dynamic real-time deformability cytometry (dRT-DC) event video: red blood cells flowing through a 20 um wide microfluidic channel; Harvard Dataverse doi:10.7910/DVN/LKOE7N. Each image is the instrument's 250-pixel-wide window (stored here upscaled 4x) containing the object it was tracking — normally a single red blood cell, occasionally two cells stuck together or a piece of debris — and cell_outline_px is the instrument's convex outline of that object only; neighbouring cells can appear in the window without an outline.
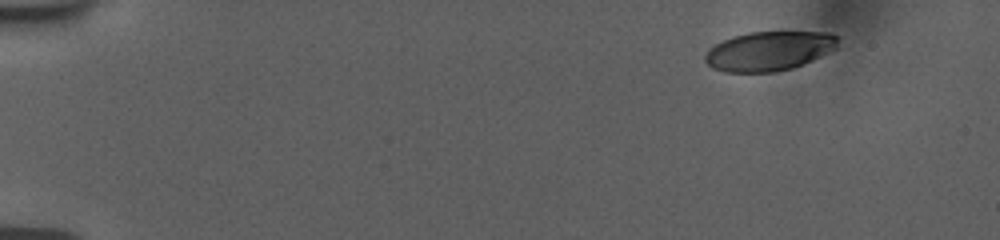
{"species": "human", "species_latin": "Homo sapiens", "temperature_condition": "room temperature", "stored_images_in_passage": 51, "camera_frame_rate_fps": 3000, "um_per_image_px": 0.085, "donor": {"sex": "female"}, "frame": {"image": 1, "passage_image": 1, "time_ms": 0.0, "image_size_px": [1000, 240], "cell_outline_px": [[840, 36], [836, 48], [804, 64], [792, 68], [772, 72], [724, 72], [712, 68], [704, 60], [704, 56], [708, 48], [732, 36], [748, 32], [832, 32]], "centroid_in_image_um": [65.37, 4.33], "position_along_channel_um": 19.6, "area_um2": 30.63}}
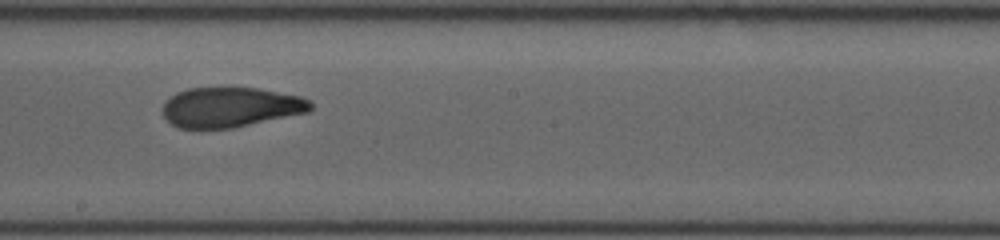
{"frame": {"image": 2, "passage_image": 28, "time_ms": 9.0, "image_size_px": [1000, 240], "cell_outline_px": [[312, 108], [308, 112], [232, 128], [180, 128], [172, 124], [164, 116], [164, 104], [176, 92], [188, 88], [256, 88], [300, 96], [308, 100], [312, 104]], "centroid_in_image_um": [19.6, 9.11], "position_along_channel_um": 228.6, "area_um2": 33.99}}
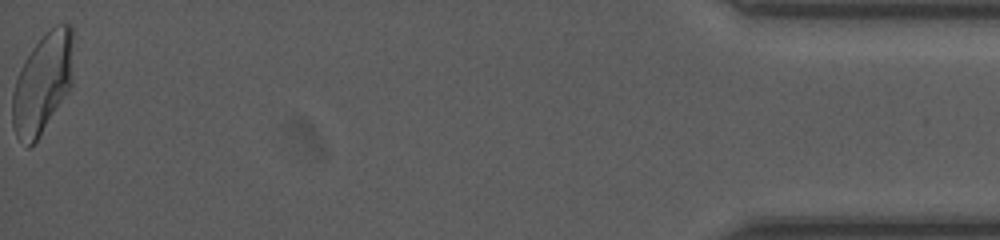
{"frame": {"image": 3, "passage_image": 51, "time_ms": 16.667, "image_size_px": [1000, 240], "cell_outline_px": [[72, 84], [68, 92], [36, 140], [28, 148], [16, 136], [12, 124], [12, 92], [20, 68], [24, 60], [32, 48], [44, 32], [56, 24], [68, 24], [72, 28]], "centroid_in_image_um": [3.6, 7.05], "position_along_channel_um": 431.6, "area_um2": 35.43}, "authors_computed_cell_mechanics": {"area_um2": 35.258, "velocity_mm_per_s": 3.767, "shape_relaxation_time_tau1_ms": 8.1146, "shape_relaxation_time_tau2_ms": 1.6751, "deformation_change_tau1": 0.2287, "deformation_change_tau2": 0.0854}}